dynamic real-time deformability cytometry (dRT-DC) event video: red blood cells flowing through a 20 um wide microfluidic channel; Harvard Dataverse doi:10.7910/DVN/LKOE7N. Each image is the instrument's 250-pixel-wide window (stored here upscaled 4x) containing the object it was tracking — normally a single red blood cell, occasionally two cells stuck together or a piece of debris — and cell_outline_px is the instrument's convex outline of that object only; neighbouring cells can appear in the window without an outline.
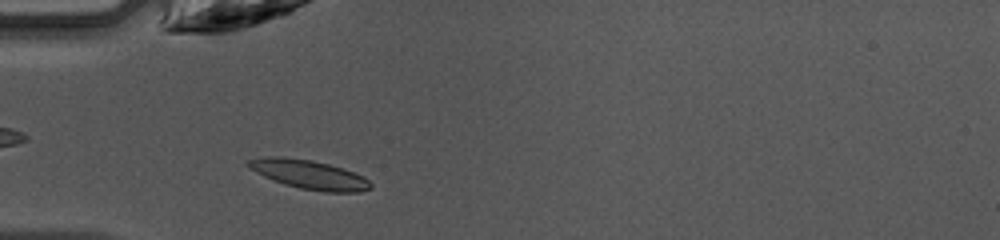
{"species": "common noctule bat (a hibernating species)", "species_latin": "Nyctalus noctula", "temperature_condition": "warm", "stored_images_in_passage": 36, "camera_frame_rate_fps": 3000, "um_per_image_px": 0.085, "animal": {"sex": "female", "body_mass_g": 10.0, "forearm_length_mm": 53.1}, "frame": {"image": 1, "passage_image": 4, "time_ms": 1.0, "image_size_px": [1000, 240], "cell_outline_px": [[372, 188], [356, 192], [328, 192], [300, 188], [284, 184], [264, 176], [256, 172], [244, 164], [248, 160], [264, 156], [284, 156], [312, 160], [328, 164], [364, 176], [372, 184]], "centroid_in_image_um": [26.24, 14.82], "position_along_channel_um": 58.8, "area_um2": 20.58}}
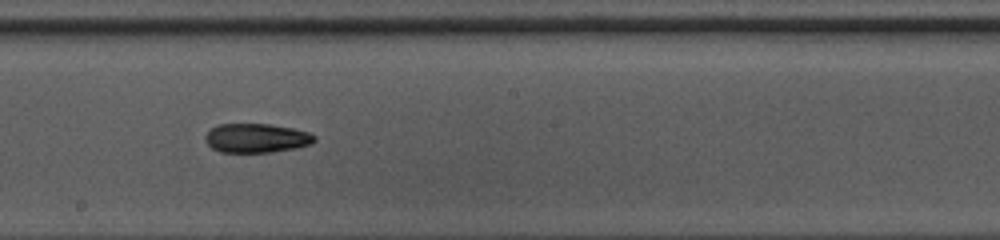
{"frame": {"image": 2, "passage_image": 16, "time_ms": 5.0, "image_size_px": [1000, 240], "cell_outline_px": [[316, 140], [312, 144], [296, 148], [272, 152], [220, 152], [212, 148], [204, 140], [204, 136], [208, 128], [216, 124], [268, 124], [292, 128], [308, 132], [316, 136]], "centroid_in_image_um": [21.76, 11.73], "position_along_channel_um": 226.4, "area_um2": 18.79}}
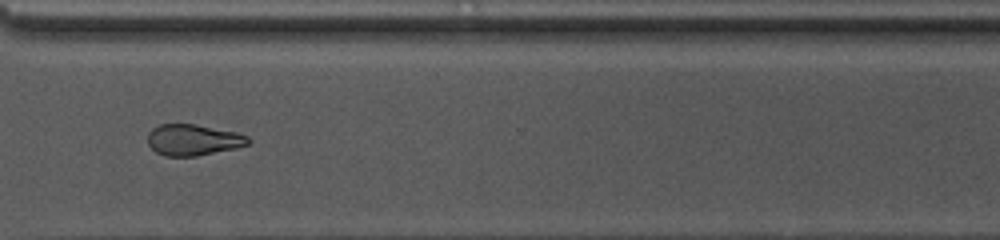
{"frame": {"image": 3, "passage_image": 25, "time_ms": 8.0, "image_size_px": [1000, 240], "cell_outline_px": [[252, 140], [248, 144], [236, 148], [196, 156], [164, 156], [156, 152], [148, 144], [148, 132], [152, 128], [160, 124], [192, 124], [236, 132], [248, 136]], "centroid_in_image_um": [16.41, 11.89], "position_along_channel_um": 354.2, "area_um2": 18.21}, "authors_computed_cell_mechanics": {"area_um2": 18.9006, "velocity_mm_per_s": 4.2712, "shape_relaxation_time_tau1_ms": null, "shape_relaxation_time_tau2_ms": 4.9919, "deformation_change_tau1": null, "deformation_change_tau2": 0.1449}}